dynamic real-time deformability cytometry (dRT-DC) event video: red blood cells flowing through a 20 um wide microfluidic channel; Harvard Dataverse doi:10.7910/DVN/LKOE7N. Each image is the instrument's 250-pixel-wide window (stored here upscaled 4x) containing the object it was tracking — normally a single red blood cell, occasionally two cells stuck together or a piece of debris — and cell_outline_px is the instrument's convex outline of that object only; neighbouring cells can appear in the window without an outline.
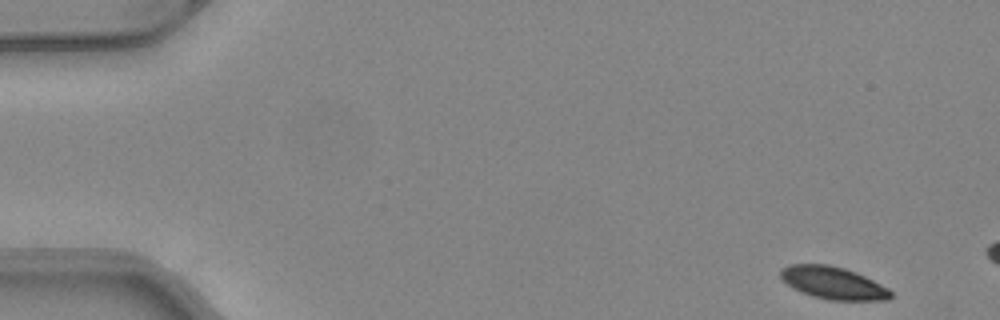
{"species": "common noctule bat (a hibernating species)", "species_latin": "Nyctalus noctula", "temperature_condition": "warm", "stored_images_in_passage": 8, "camera_frame_rate_fps": 3000, "um_per_image_px": 0.085, "animal": {"sex": "female", "body_mass_g": 24.6, "forearm_length_mm": 56.2}, "frame": {"image": 1, "passage_image": 1, "time_ms": 0.0, "image_size_px": [1000, 320], "cell_outline_px": [[892, 296], [888, 300], [828, 300], [812, 296], [800, 292], [788, 284], [780, 276], [780, 268], [788, 264], [828, 264], [844, 268], [856, 272], [888, 288], [892, 292]], "centroid_in_image_um": [70.8, 24.04], "position_along_channel_um": 14.2, "area_um2": 20.81}}